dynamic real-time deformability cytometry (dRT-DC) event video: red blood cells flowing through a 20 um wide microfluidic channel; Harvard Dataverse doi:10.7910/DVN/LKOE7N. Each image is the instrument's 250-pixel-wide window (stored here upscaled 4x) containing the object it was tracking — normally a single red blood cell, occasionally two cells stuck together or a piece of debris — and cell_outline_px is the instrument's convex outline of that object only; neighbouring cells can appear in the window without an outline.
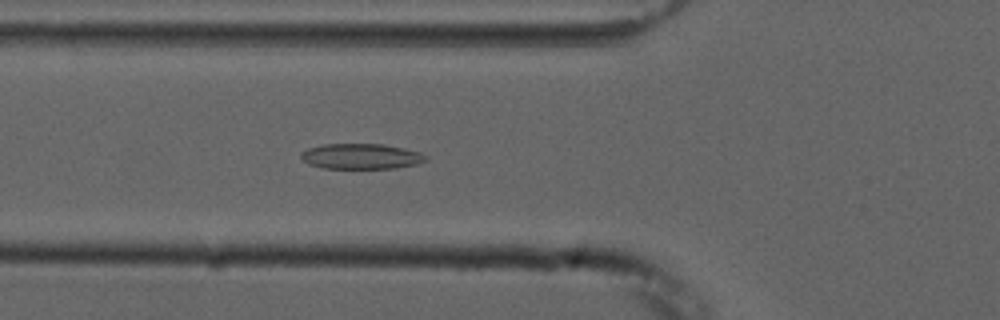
{"species": "common noctule bat (a hibernating species)", "species_latin": "Nyctalus noctula", "temperature_condition": "cold", "stored_images_in_passage": 42, "camera_frame_rate_fps": 3000, "um_per_image_px": 0.085, "animal": {"sex": "male", "forearm_length_mm": 52.5}, "frame": {"image": 1, "passage_image": 7, "time_ms": 2.0, "image_size_px": [1000, 320], "cell_outline_px": [[428, 160], [416, 164], [396, 168], [320, 168], [308, 164], [300, 156], [300, 152], [308, 148], [324, 144], [384, 144], [404, 148], [420, 152], [428, 156]], "centroid_in_image_um": [30.7, 13.29], "position_along_channel_um": 95.1, "area_um2": 18.61}}
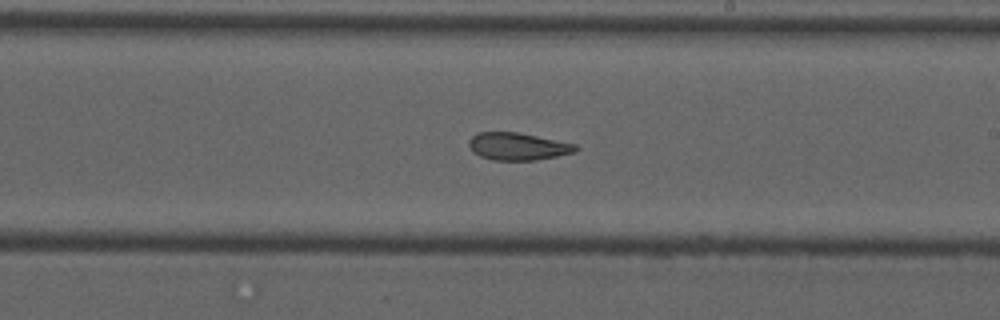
{"frame": {"image": 2, "passage_image": 19, "time_ms": 6.0, "image_size_px": [1000, 320], "cell_outline_px": [[580, 148], [576, 152], [536, 160], [492, 160], [480, 156], [472, 152], [468, 144], [468, 140], [476, 132], [516, 132], [576, 144]], "centroid_in_image_um": [43.99, 12.45], "position_along_channel_um": 245.0, "area_um2": 17.11}}
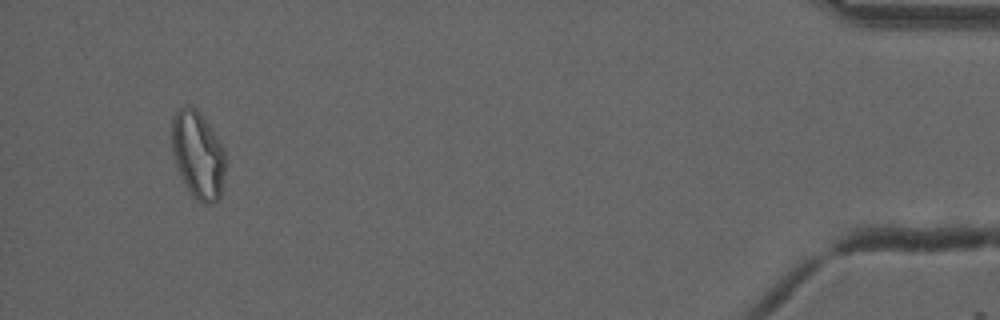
{"frame": {"image": 3, "passage_image": 39, "time_ms": 12.667, "image_size_px": [1000, 320], "cell_outline_px": [[224, 172], [220, 196], [212, 204], [204, 204], [192, 196], [176, 164], [172, 152], [172, 120], [176, 112], [180, 108], [188, 104], [196, 108], [224, 148]], "centroid_in_image_um": [16.81, 13.15], "position_along_channel_um": 418.4, "area_um2": 26.7}, "authors_computed_cell_mechanics": {"area_um2": 18.7561, "velocity_mm_per_s": 3.7454, "shape_relaxation_time_tau1_ms": null, "shape_relaxation_time_tau2_ms": 3.2715, "deformation_change_tau1": null, "deformation_change_tau2": 0.0969}}